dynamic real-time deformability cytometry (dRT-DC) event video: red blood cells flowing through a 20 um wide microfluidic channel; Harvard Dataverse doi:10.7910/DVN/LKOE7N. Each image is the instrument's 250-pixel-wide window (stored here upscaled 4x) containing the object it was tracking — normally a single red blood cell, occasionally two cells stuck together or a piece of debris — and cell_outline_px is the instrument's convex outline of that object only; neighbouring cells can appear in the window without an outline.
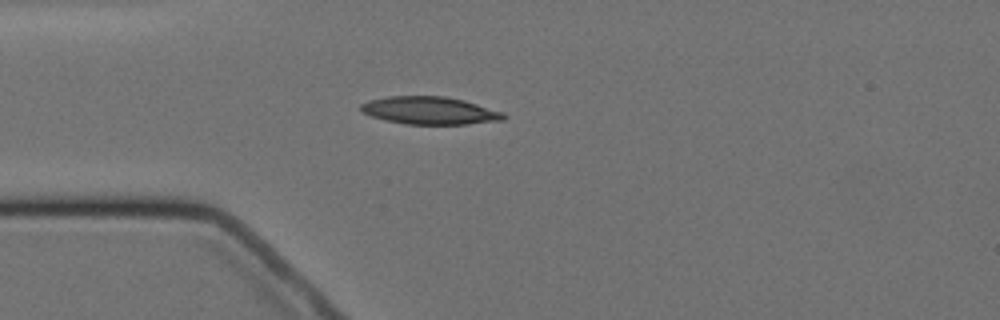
{"species": "Egyptian fruit bat (a non-hibernating species)", "species_latin": "Rousettus aegyptiacus", "temperature_condition": "cold", "stored_images_in_passage": 2, "camera_frame_rate_fps": 3000, "um_per_image_px": 0.085, "animal": {"sex": "female"}, "frame": {"image": 1, "passage_image": 1, "time_ms": 0.0, "image_size_px": [1000, 320], "cell_outline_px": [[508, 116], [504, 120], [468, 124], [404, 124], [384, 120], [372, 116], [364, 112], [360, 108], [360, 104], [368, 100], [388, 96], [444, 96], [464, 100], [504, 112]], "centroid_in_image_um": [36.55, 9.39], "position_along_channel_um": 48.4, "area_um2": 23.12}}